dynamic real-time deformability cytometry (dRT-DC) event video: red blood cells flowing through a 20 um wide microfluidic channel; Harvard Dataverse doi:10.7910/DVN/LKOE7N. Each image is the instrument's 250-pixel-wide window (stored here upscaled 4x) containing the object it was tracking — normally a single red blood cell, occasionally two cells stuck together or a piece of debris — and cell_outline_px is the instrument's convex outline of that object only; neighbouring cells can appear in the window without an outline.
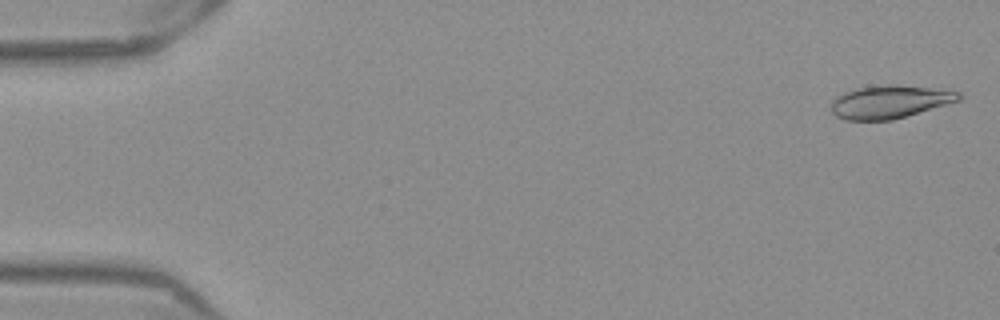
{"species": "Egyptian fruit bat (a non-hibernating species)", "species_latin": "Rousettus aegyptiacus", "temperature_condition": "warm", "stored_images_in_passage": 51, "camera_frame_rate_fps": 3000, "um_per_image_px": 0.085, "frame": {"image": 1, "passage_image": 1, "time_ms": 0.0, "image_size_px": [1000, 320], "cell_outline_px": [[964, 96], [960, 100], [892, 120], [844, 120], [836, 116], [832, 112], [832, 100], [836, 96], [844, 92], [856, 88], [888, 84], [892, 84], [928, 88], [960, 92]], "centroid_in_image_um": [75.59, 8.66], "position_along_channel_um": 9.4, "area_um2": 24.33}}
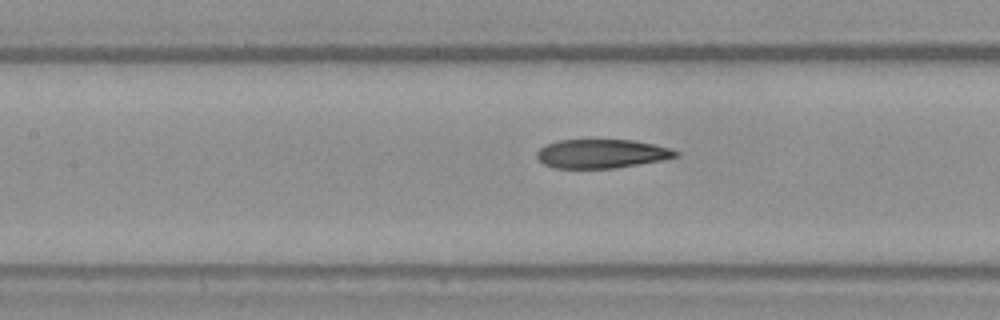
{"frame": {"image": 2, "passage_image": 23, "time_ms": 7.333, "image_size_px": [1000, 320], "cell_outline_px": [[680, 156], [660, 160], [616, 168], [552, 168], [544, 164], [536, 156], [536, 152], [544, 144], [556, 140], [632, 140], [652, 144], [668, 148], [680, 152]], "centroid_in_image_um": [51.09, 13.06], "position_along_channel_um": 156.3, "area_um2": 23.35}}
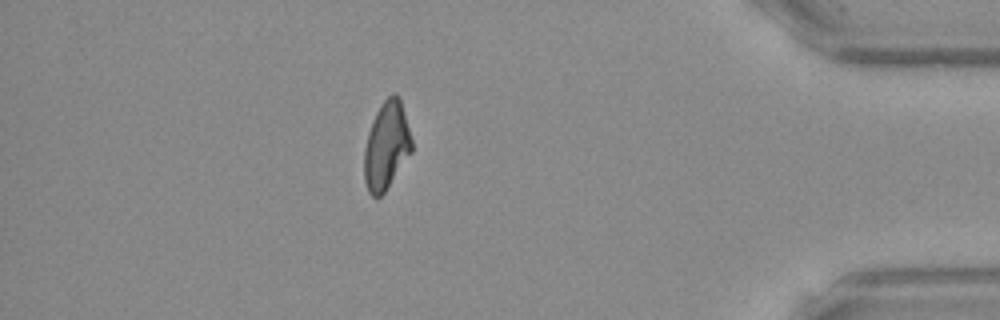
{"frame": {"image": 3, "passage_image": 45, "time_ms": 14.667, "image_size_px": [1000, 320], "cell_outline_px": [[412, 152], [384, 192], [376, 200], [368, 192], [364, 180], [364, 148], [368, 132], [376, 112], [380, 104], [392, 92], [396, 92], [400, 96], [412, 140]], "centroid_in_image_um": [32.84, 12.37], "position_along_channel_um": 402.4, "area_um2": 24.51}, "authors_computed_cell_mechanics": {"area_um2": 24.5072, "velocity_mm_per_s": 3.9244, "shape_relaxation_time_tau1_ms": null, "shape_relaxation_time_tau2_ms": 3.2955, "deformation_change_tau1": null, "deformation_change_tau2": 0.0893}}